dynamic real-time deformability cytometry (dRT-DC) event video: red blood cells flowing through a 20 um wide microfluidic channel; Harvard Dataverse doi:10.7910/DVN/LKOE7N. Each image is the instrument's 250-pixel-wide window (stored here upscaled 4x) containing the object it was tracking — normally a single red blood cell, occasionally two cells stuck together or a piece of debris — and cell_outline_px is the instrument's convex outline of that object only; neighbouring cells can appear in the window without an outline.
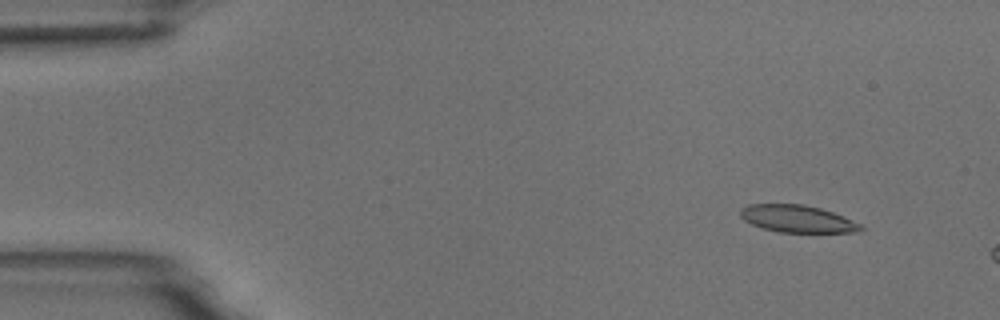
{"species": "common noctule bat (a hibernating species)", "species_latin": "Nyctalus noctula", "temperature_condition": "room temperature", "stored_images_in_passage": 4, "camera_frame_rate_fps": 3000, "um_per_image_px": 0.085, "animal": {"sex": "male", "body_mass_g": 18.8}, "frame": {"image": 1, "passage_image": 2, "time_ms": 1.333, "image_size_px": [1000, 320], "cell_outline_px": [[864, 228], [860, 232], [780, 232], [764, 228], [752, 224], [744, 220], [740, 216], [740, 208], [748, 204], [804, 204], [820, 208], [832, 212], [852, 220], [860, 224]], "centroid_in_image_um": [67.76, 18.59], "position_along_channel_um": 17.2, "area_um2": 19.02}}